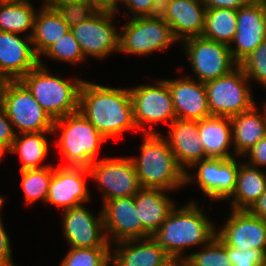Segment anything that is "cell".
Here are the masks:
<instances>
[{"label": "cell", "mask_w": 266, "mask_h": 266, "mask_svg": "<svg viewBox=\"0 0 266 266\" xmlns=\"http://www.w3.org/2000/svg\"><path fill=\"white\" fill-rule=\"evenodd\" d=\"M79 111L108 142L128 131H138L129 87H111L84 79Z\"/></svg>", "instance_id": "6da1fadb"}, {"label": "cell", "mask_w": 266, "mask_h": 266, "mask_svg": "<svg viewBox=\"0 0 266 266\" xmlns=\"http://www.w3.org/2000/svg\"><path fill=\"white\" fill-rule=\"evenodd\" d=\"M179 47L192 71L185 75L203 83L225 76L238 66L228 45L202 36L185 39Z\"/></svg>", "instance_id": "8fae6325"}, {"label": "cell", "mask_w": 266, "mask_h": 266, "mask_svg": "<svg viewBox=\"0 0 266 266\" xmlns=\"http://www.w3.org/2000/svg\"><path fill=\"white\" fill-rule=\"evenodd\" d=\"M170 258L150 237L111 245L110 266H163Z\"/></svg>", "instance_id": "603a6c76"}, {"label": "cell", "mask_w": 266, "mask_h": 266, "mask_svg": "<svg viewBox=\"0 0 266 266\" xmlns=\"http://www.w3.org/2000/svg\"><path fill=\"white\" fill-rule=\"evenodd\" d=\"M170 191L162 189L141 188L135 195V210L143 229L151 235L157 231L169 213L176 206Z\"/></svg>", "instance_id": "cb8c5ba5"}, {"label": "cell", "mask_w": 266, "mask_h": 266, "mask_svg": "<svg viewBox=\"0 0 266 266\" xmlns=\"http://www.w3.org/2000/svg\"><path fill=\"white\" fill-rule=\"evenodd\" d=\"M224 222L216 228V235L240 252L261 250L266 255V221L249 210L230 209ZM219 228V229H218Z\"/></svg>", "instance_id": "2e32d148"}, {"label": "cell", "mask_w": 266, "mask_h": 266, "mask_svg": "<svg viewBox=\"0 0 266 266\" xmlns=\"http://www.w3.org/2000/svg\"><path fill=\"white\" fill-rule=\"evenodd\" d=\"M21 176L24 205L31 206L36 202L46 203L48 188L53 175V164L39 169L17 170Z\"/></svg>", "instance_id": "1f68e13d"}, {"label": "cell", "mask_w": 266, "mask_h": 266, "mask_svg": "<svg viewBox=\"0 0 266 266\" xmlns=\"http://www.w3.org/2000/svg\"><path fill=\"white\" fill-rule=\"evenodd\" d=\"M5 197L1 194L0 195V217L3 215L2 214V211H3V209H4V207H5Z\"/></svg>", "instance_id": "681fc988"}, {"label": "cell", "mask_w": 266, "mask_h": 266, "mask_svg": "<svg viewBox=\"0 0 266 266\" xmlns=\"http://www.w3.org/2000/svg\"><path fill=\"white\" fill-rule=\"evenodd\" d=\"M153 82L129 87L134 121L141 134L161 133L156 124L166 123L168 127L177 119L168 84L162 78Z\"/></svg>", "instance_id": "52a82bcc"}, {"label": "cell", "mask_w": 266, "mask_h": 266, "mask_svg": "<svg viewBox=\"0 0 266 266\" xmlns=\"http://www.w3.org/2000/svg\"><path fill=\"white\" fill-rule=\"evenodd\" d=\"M87 179H91L88 167L53 164V175L45 204L60 211L88 204L93 200Z\"/></svg>", "instance_id": "9a60e30c"}, {"label": "cell", "mask_w": 266, "mask_h": 266, "mask_svg": "<svg viewBox=\"0 0 266 266\" xmlns=\"http://www.w3.org/2000/svg\"><path fill=\"white\" fill-rule=\"evenodd\" d=\"M241 158L235 191L225 202L230 201L229 209L249 210L266 190V170L253 167Z\"/></svg>", "instance_id": "4316f807"}, {"label": "cell", "mask_w": 266, "mask_h": 266, "mask_svg": "<svg viewBox=\"0 0 266 266\" xmlns=\"http://www.w3.org/2000/svg\"><path fill=\"white\" fill-rule=\"evenodd\" d=\"M120 8L123 9L124 13H121ZM160 10L161 5L158 3L157 0H124L120 4L119 11L117 14H123L122 17L130 19L135 17L160 15Z\"/></svg>", "instance_id": "74e56055"}, {"label": "cell", "mask_w": 266, "mask_h": 266, "mask_svg": "<svg viewBox=\"0 0 266 266\" xmlns=\"http://www.w3.org/2000/svg\"><path fill=\"white\" fill-rule=\"evenodd\" d=\"M41 1L43 2L41 4L42 6L53 8L62 3L73 2V1H84V0H41Z\"/></svg>", "instance_id": "7dc6e473"}, {"label": "cell", "mask_w": 266, "mask_h": 266, "mask_svg": "<svg viewBox=\"0 0 266 266\" xmlns=\"http://www.w3.org/2000/svg\"><path fill=\"white\" fill-rule=\"evenodd\" d=\"M224 247L233 266H266V255L261 250L248 249L240 252L225 243Z\"/></svg>", "instance_id": "f35d334b"}, {"label": "cell", "mask_w": 266, "mask_h": 266, "mask_svg": "<svg viewBox=\"0 0 266 266\" xmlns=\"http://www.w3.org/2000/svg\"><path fill=\"white\" fill-rule=\"evenodd\" d=\"M120 4L124 1V0H117Z\"/></svg>", "instance_id": "db71d44e"}, {"label": "cell", "mask_w": 266, "mask_h": 266, "mask_svg": "<svg viewBox=\"0 0 266 266\" xmlns=\"http://www.w3.org/2000/svg\"><path fill=\"white\" fill-rule=\"evenodd\" d=\"M0 105L17 134L52 131L54 120L21 80L2 81Z\"/></svg>", "instance_id": "ba28073f"}, {"label": "cell", "mask_w": 266, "mask_h": 266, "mask_svg": "<svg viewBox=\"0 0 266 266\" xmlns=\"http://www.w3.org/2000/svg\"><path fill=\"white\" fill-rule=\"evenodd\" d=\"M266 39V2L253 0L237 10L236 33L229 45L239 65Z\"/></svg>", "instance_id": "e0dca14e"}, {"label": "cell", "mask_w": 266, "mask_h": 266, "mask_svg": "<svg viewBox=\"0 0 266 266\" xmlns=\"http://www.w3.org/2000/svg\"><path fill=\"white\" fill-rule=\"evenodd\" d=\"M163 266H191L188 257H170Z\"/></svg>", "instance_id": "bcb514c9"}, {"label": "cell", "mask_w": 266, "mask_h": 266, "mask_svg": "<svg viewBox=\"0 0 266 266\" xmlns=\"http://www.w3.org/2000/svg\"><path fill=\"white\" fill-rule=\"evenodd\" d=\"M238 170L239 156L230 159L206 158L186 170L185 187L196 185L205 200L209 198L211 203L224 202L235 191Z\"/></svg>", "instance_id": "30bf717a"}, {"label": "cell", "mask_w": 266, "mask_h": 266, "mask_svg": "<svg viewBox=\"0 0 266 266\" xmlns=\"http://www.w3.org/2000/svg\"><path fill=\"white\" fill-rule=\"evenodd\" d=\"M52 146L59 149L61 166L89 167L97 161L102 145L108 141L80 111L54 120Z\"/></svg>", "instance_id": "5b68a950"}, {"label": "cell", "mask_w": 266, "mask_h": 266, "mask_svg": "<svg viewBox=\"0 0 266 266\" xmlns=\"http://www.w3.org/2000/svg\"><path fill=\"white\" fill-rule=\"evenodd\" d=\"M142 137L139 156H130L141 188L172 193L185 188V171L179 166L162 134H142Z\"/></svg>", "instance_id": "3957f363"}, {"label": "cell", "mask_w": 266, "mask_h": 266, "mask_svg": "<svg viewBox=\"0 0 266 266\" xmlns=\"http://www.w3.org/2000/svg\"><path fill=\"white\" fill-rule=\"evenodd\" d=\"M101 209L105 234L110 245L150 236L143 229L135 210L134 196L111 199L103 203Z\"/></svg>", "instance_id": "ac0fdd59"}, {"label": "cell", "mask_w": 266, "mask_h": 266, "mask_svg": "<svg viewBox=\"0 0 266 266\" xmlns=\"http://www.w3.org/2000/svg\"><path fill=\"white\" fill-rule=\"evenodd\" d=\"M117 16L114 12L97 11L86 21L70 28L86 60L95 58L103 61L119 52Z\"/></svg>", "instance_id": "4fadbf2b"}, {"label": "cell", "mask_w": 266, "mask_h": 266, "mask_svg": "<svg viewBox=\"0 0 266 266\" xmlns=\"http://www.w3.org/2000/svg\"><path fill=\"white\" fill-rule=\"evenodd\" d=\"M70 31L58 12L51 7L40 5L35 18L31 35L32 45L38 58L58 39Z\"/></svg>", "instance_id": "f1b7e54d"}, {"label": "cell", "mask_w": 266, "mask_h": 266, "mask_svg": "<svg viewBox=\"0 0 266 266\" xmlns=\"http://www.w3.org/2000/svg\"><path fill=\"white\" fill-rule=\"evenodd\" d=\"M48 136H53L52 131L17 134L8 154L18 156L21 164L19 170L39 169L52 165L43 163L50 153V145H53Z\"/></svg>", "instance_id": "83f0119b"}, {"label": "cell", "mask_w": 266, "mask_h": 266, "mask_svg": "<svg viewBox=\"0 0 266 266\" xmlns=\"http://www.w3.org/2000/svg\"><path fill=\"white\" fill-rule=\"evenodd\" d=\"M46 58L50 61H58L62 63H69V65L86 63V59L83 55L81 47L78 41L73 36L71 30L63 35L58 41L51 45L41 56L40 58Z\"/></svg>", "instance_id": "d6a6232c"}, {"label": "cell", "mask_w": 266, "mask_h": 266, "mask_svg": "<svg viewBox=\"0 0 266 266\" xmlns=\"http://www.w3.org/2000/svg\"><path fill=\"white\" fill-rule=\"evenodd\" d=\"M172 94L177 119L199 121L210 116L206 88L203 82L187 75L163 78Z\"/></svg>", "instance_id": "ffe728a7"}, {"label": "cell", "mask_w": 266, "mask_h": 266, "mask_svg": "<svg viewBox=\"0 0 266 266\" xmlns=\"http://www.w3.org/2000/svg\"><path fill=\"white\" fill-rule=\"evenodd\" d=\"M9 236L2 215L0 217V266H17L13 259V247Z\"/></svg>", "instance_id": "60d3db41"}, {"label": "cell", "mask_w": 266, "mask_h": 266, "mask_svg": "<svg viewBox=\"0 0 266 266\" xmlns=\"http://www.w3.org/2000/svg\"><path fill=\"white\" fill-rule=\"evenodd\" d=\"M239 66L243 69L251 85L256 83L255 85L258 87L266 89V39Z\"/></svg>", "instance_id": "d590c367"}, {"label": "cell", "mask_w": 266, "mask_h": 266, "mask_svg": "<svg viewBox=\"0 0 266 266\" xmlns=\"http://www.w3.org/2000/svg\"><path fill=\"white\" fill-rule=\"evenodd\" d=\"M31 1L32 0H0V2H4V3H28Z\"/></svg>", "instance_id": "c3c4849f"}, {"label": "cell", "mask_w": 266, "mask_h": 266, "mask_svg": "<svg viewBox=\"0 0 266 266\" xmlns=\"http://www.w3.org/2000/svg\"><path fill=\"white\" fill-rule=\"evenodd\" d=\"M235 156L242 157L266 136L265 107L255 104L250 110L230 117Z\"/></svg>", "instance_id": "d4e9b609"}, {"label": "cell", "mask_w": 266, "mask_h": 266, "mask_svg": "<svg viewBox=\"0 0 266 266\" xmlns=\"http://www.w3.org/2000/svg\"><path fill=\"white\" fill-rule=\"evenodd\" d=\"M261 103V105H263L264 107H265V110H266V100L262 103V102H260Z\"/></svg>", "instance_id": "f5cc1de1"}, {"label": "cell", "mask_w": 266, "mask_h": 266, "mask_svg": "<svg viewBox=\"0 0 266 266\" xmlns=\"http://www.w3.org/2000/svg\"><path fill=\"white\" fill-rule=\"evenodd\" d=\"M206 9L227 8L238 10L253 0H202Z\"/></svg>", "instance_id": "7bdbcfd3"}, {"label": "cell", "mask_w": 266, "mask_h": 266, "mask_svg": "<svg viewBox=\"0 0 266 266\" xmlns=\"http://www.w3.org/2000/svg\"><path fill=\"white\" fill-rule=\"evenodd\" d=\"M198 134L204 147L205 159L235 157L230 117L210 115L199 120Z\"/></svg>", "instance_id": "484cf974"}, {"label": "cell", "mask_w": 266, "mask_h": 266, "mask_svg": "<svg viewBox=\"0 0 266 266\" xmlns=\"http://www.w3.org/2000/svg\"><path fill=\"white\" fill-rule=\"evenodd\" d=\"M39 64L31 37L0 31V79L20 80Z\"/></svg>", "instance_id": "d6986e66"}, {"label": "cell", "mask_w": 266, "mask_h": 266, "mask_svg": "<svg viewBox=\"0 0 266 266\" xmlns=\"http://www.w3.org/2000/svg\"><path fill=\"white\" fill-rule=\"evenodd\" d=\"M88 169L95 189L100 191L101 205L111 199L134 196L141 189L129 155L100 157Z\"/></svg>", "instance_id": "7c38bea8"}, {"label": "cell", "mask_w": 266, "mask_h": 266, "mask_svg": "<svg viewBox=\"0 0 266 266\" xmlns=\"http://www.w3.org/2000/svg\"><path fill=\"white\" fill-rule=\"evenodd\" d=\"M34 2H0V31L31 37L37 8Z\"/></svg>", "instance_id": "f546056e"}, {"label": "cell", "mask_w": 266, "mask_h": 266, "mask_svg": "<svg viewBox=\"0 0 266 266\" xmlns=\"http://www.w3.org/2000/svg\"><path fill=\"white\" fill-rule=\"evenodd\" d=\"M16 136L17 133L12 122L8 118L6 111L0 105V145L9 151Z\"/></svg>", "instance_id": "b9f144b4"}, {"label": "cell", "mask_w": 266, "mask_h": 266, "mask_svg": "<svg viewBox=\"0 0 266 266\" xmlns=\"http://www.w3.org/2000/svg\"><path fill=\"white\" fill-rule=\"evenodd\" d=\"M158 3L162 6L165 2L169 1V0H157Z\"/></svg>", "instance_id": "816d5d0a"}, {"label": "cell", "mask_w": 266, "mask_h": 266, "mask_svg": "<svg viewBox=\"0 0 266 266\" xmlns=\"http://www.w3.org/2000/svg\"><path fill=\"white\" fill-rule=\"evenodd\" d=\"M42 59L39 58V64L20 80L53 120L79 111V92L84 77L57 75Z\"/></svg>", "instance_id": "277c9868"}, {"label": "cell", "mask_w": 266, "mask_h": 266, "mask_svg": "<svg viewBox=\"0 0 266 266\" xmlns=\"http://www.w3.org/2000/svg\"><path fill=\"white\" fill-rule=\"evenodd\" d=\"M58 266H110V248H69Z\"/></svg>", "instance_id": "e575fe53"}, {"label": "cell", "mask_w": 266, "mask_h": 266, "mask_svg": "<svg viewBox=\"0 0 266 266\" xmlns=\"http://www.w3.org/2000/svg\"><path fill=\"white\" fill-rule=\"evenodd\" d=\"M98 11L118 13L120 3L117 0H88Z\"/></svg>", "instance_id": "ee69618b"}, {"label": "cell", "mask_w": 266, "mask_h": 266, "mask_svg": "<svg viewBox=\"0 0 266 266\" xmlns=\"http://www.w3.org/2000/svg\"><path fill=\"white\" fill-rule=\"evenodd\" d=\"M237 10L227 8L206 9L202 37L230 45L236 33Z\"/></svg>", "instance_id": "4dcf8cb0"}, {"label": "cell", "mask_w": 266, "mask_h": 266, "mask_svg": "<svg viewBox=\"0 0 266 266\" xmlns=\"http://www.w3.org/2000/svg\"><path fill=\"white\" fill-rule=\"evenodd\" d=\"M191 266H233L224 242L217 236L206 245L188 253Z\"/></svg>", "instance_id": "836d02e7"}, {"label": "cell", "mask_w": 266, "mask_h": 266, "mask_svg": "<svg viewBox=\"0 0 266 266\" xmlns=\"http://www.w3.org/2000/svg\"><path fill=\"white\" fill-rule=\"evenodd\" d=\"M242 159L247 164L260 169H266V136L251 147Z\"/></svg>", "instance_id": "ab89813d"}, {"label": "cell", "mask_w": 266, "mask_h": 266, "mask_svg": "<svg viewBox=\"0 0 266 266\" xmlns=\"http://www.w3.org/2000/svg\"><path fill=\"white\" fill-rule=\"evenodd\" d=\"M204 85L212 116L232 117L257 104L251 82L239 65L229 74L209 80Z\"/></svg>", "instance_id": "9c48e42d"}, {"label": "cell", "mask_w": 266, "mask_h": 266, "mask_svg": "<svg viewBox=\"0 0 266 266\" xmlns=\"http://www.w3.org/2000/svg\"><path fill=\"white\" fill-rule=\"evenodd\" d=\"M167 129V135L161 134L185 172L195 162L205 159L204 147L198 134V121L176 119Z\"/></svg>", "instance_id": "7402d4cb"}, {"label": "cell", "mask_w": 266, "mask_h": 266, "mask_svg": "<svg viewBox=\"0 0 266 266\" xmlns=\"http://www.w3.org/2000/svg\"><path fill=\"white\" fill-rule=\"evenodd\" d=\"M206 8L202 0H169L160 16L170 25L175 38L183 40L203 34Z\"/></svg>", "instance_id": "44dd1931"}, {"label": "cell", "mask_w": 266, "mask_h": 266, "mask_svg": "<svg viewBox=\"0 0 266 266\" xmlns=\"http://www.w3.org/2000/svg\"><path fill=\"white\" fill-rule=\"evenodd\" d=\"M249 211L253 215L266 221V190L260 196V198L254 203V205H252Z\"/></svg>", "instance_id": "f6af8a7d"}, {"label": "cell", "mask_w": 266, "mask_h": 266, "mask_svg": "<svg viewBox=\"0 0 266 266\" xmlns=\"http://www.w3.org/2000/svg\"><path fill=\"white\" fill-rule=\"evenodd\" d=\"M53 8L70 28L86 21L98 11L88 0L66 2Z\"/></svg>", "instance_id": "8d00e7d4"}, {"label": "cell", "mask_w": 266, "mask_h": 266, "mask_svg": "<svg viewBox=\"0 0 266 266\" xmlns=\"http://www.w3.org/2000/svg\"><path fill=\"white\" fill-rule=\"evenodd\" d=\"M180 45L170 25L160 16L127 19L119 27V54L149 56Z\"/></svg>", "instance_id": "8992f818"}, {"label": "cell", "mask_w": 266, "mask_h": 266, "mask_svg": "<svg viewBox=\"0 0 266 266\" xmlns=\"http://www.w3.org/2000/svg\"><path fill=\"white\" fill-rule=\"evenodd\" d=\"M6 153L8 154V151L3 146L0 145V163H1L2 159H3V157H5L4 155Z\"/></svg>", "instance_id": "f907efd6"}, {"label": "cell", "mask_w": 266, "mask_h": 266, "mask_svg": "<svg viewBox=\"0 0 266 266\" xmlns=\"http://www.w3.org/2000/svg\"><path fill=\"white\" fill-rule=\"evenodd\" d=\"M62 235L69 248H111L107 241L102 209L95 214L86 204L61 211Z\"/></svg>", "instance_id": "5bb4252c"}, {"label": "cell", "mask_w": 266, "mask_h": 266, "mask_svg": "<svg viewBox=\"0 0 266 266\" xmlns=\"http://www.w3.org/2000/svg\"><path fill=\"white\" fill-rule=\"evenodd\" d=\"M177 204L157 231L149 237L170 257H188V250L199 249L216 235L217 224L196 200ZM201 207V208H200Z\"/></svg>", "instance_id": "7a4b0ae2"}]
</instances>
